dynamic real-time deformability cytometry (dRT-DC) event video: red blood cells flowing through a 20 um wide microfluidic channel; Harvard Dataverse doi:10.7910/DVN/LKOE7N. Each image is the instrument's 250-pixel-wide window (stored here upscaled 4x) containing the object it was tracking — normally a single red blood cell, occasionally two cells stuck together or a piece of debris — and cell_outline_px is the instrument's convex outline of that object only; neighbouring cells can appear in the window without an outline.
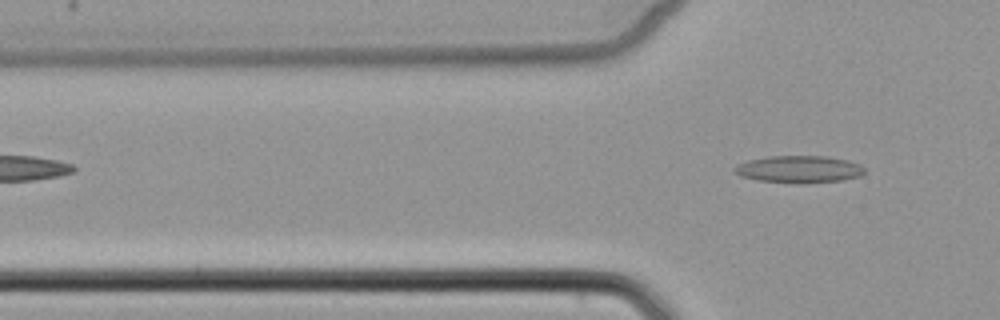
{"species": "common noctule bat (a hibernating species)", "species_latin": "Nyctalus noctula", "temperature_condition": "cold", "stored_images_in_passage": 3, "camera_frame_rate_fps": 3000, "um_per_image_px": 0.085, "animal": {"sex": "female", "body_mass_g": 22.7, "forearm_length_mm": 54.2}, "frame": {"image": 1, "passage_image": 3, "time_ms": 3.333, "image_size_px": [1000, 320], "cell_outline_px": [[864, 172], [860, 176], [840, 180], [800, 184], [796, 184], [756, 180], [740, 176], [732, 168], [736, 164], [748, 160], [768, 156], [828, 156], [860, 164], [864, 168]], "centroid_in_image_um": [67.87, 14.39], "position_along_channel_um": 57.9, "area_um2": 20.69}}